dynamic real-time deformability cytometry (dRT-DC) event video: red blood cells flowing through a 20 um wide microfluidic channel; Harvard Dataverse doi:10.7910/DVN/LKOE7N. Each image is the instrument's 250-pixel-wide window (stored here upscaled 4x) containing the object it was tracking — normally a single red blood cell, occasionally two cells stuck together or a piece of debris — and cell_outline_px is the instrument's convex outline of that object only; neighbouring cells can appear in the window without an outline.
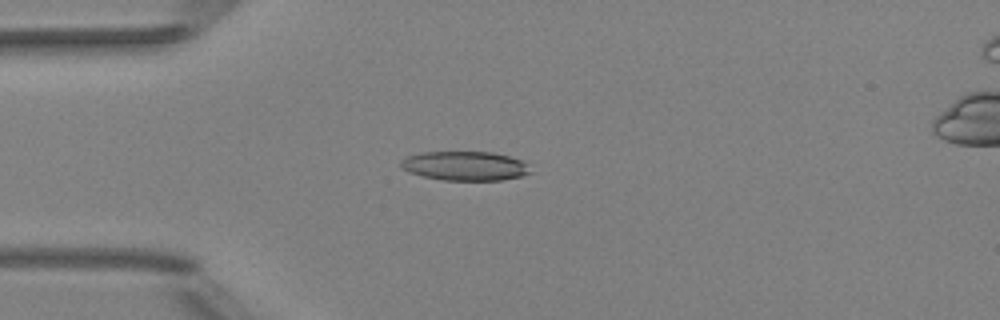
{"species": "Egyptian fruit bat (a non-hibernating species)", "species_latin": "Rousettus aegyptiacus", "temperature_condition": "room temperature", "stored_images_in_passage": 4, "camera_frame_rate_fps": 3000, "um_per_image_px": 0.085, "animal": {"sex": "female"}, "frame": {"image": 1, "passage_image": 3, "time_ms": 0.667, "image_size_px": [1000, 320], "cell_outline_px": [[532, 172], [520, 176], [500, 180], [444, 180], [424, 176], [408, 172], [400, 164], [400, 160], [408, 156], [420, 152], [492, 152], [508, 156], [520, 160]], "centroid_in_image_um": [39.48, 14.1], "position_along_channel_um": 45.5, "area_um2": 21.73}}